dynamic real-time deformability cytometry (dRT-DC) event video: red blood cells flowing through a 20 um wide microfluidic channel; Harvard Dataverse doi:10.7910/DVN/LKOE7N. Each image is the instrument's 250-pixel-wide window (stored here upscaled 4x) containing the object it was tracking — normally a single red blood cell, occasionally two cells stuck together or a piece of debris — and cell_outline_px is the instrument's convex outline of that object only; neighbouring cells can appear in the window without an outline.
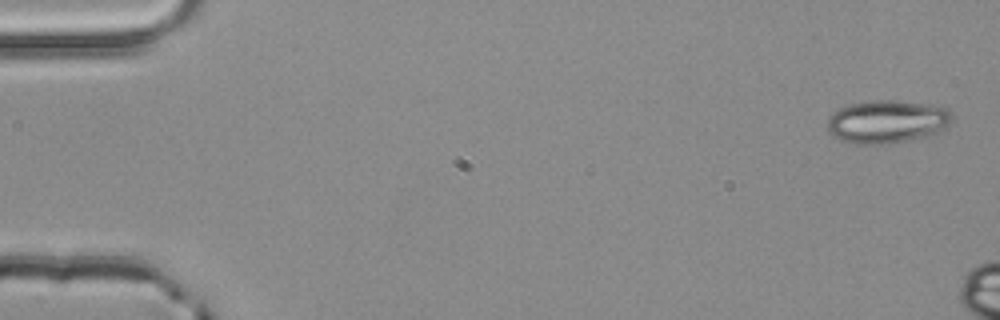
{"species": "common noctule bat (a hibernating species)", "species_latin": "Nyctalus noctula", "temperature_condition": "room temperature", "stored_images_in_passage": 4, "camera_frame_rate_fps": 3000, "um_per_image_px": 0.085, "animal": {"sex": "male", "body_mass_g": 20.4}, "frame": {"image": 1, "passage_image": 1, "time_ms": 0.0, "image_size_px": [1000, 320], "cell_outline_px": [[952, 120], [936, 136], [884, 144], [856, 144], [840, 140], [832, 136], [828, 132], [828, 120], [840, 108], [852, 104], [872, 100], [896, 100], [924, 104], [948, 108], [952, 116]], "centroid_in_image_um": [75.44, 10.36], "position_along_channel_um": 9.6, "area_um2": 31.39}}